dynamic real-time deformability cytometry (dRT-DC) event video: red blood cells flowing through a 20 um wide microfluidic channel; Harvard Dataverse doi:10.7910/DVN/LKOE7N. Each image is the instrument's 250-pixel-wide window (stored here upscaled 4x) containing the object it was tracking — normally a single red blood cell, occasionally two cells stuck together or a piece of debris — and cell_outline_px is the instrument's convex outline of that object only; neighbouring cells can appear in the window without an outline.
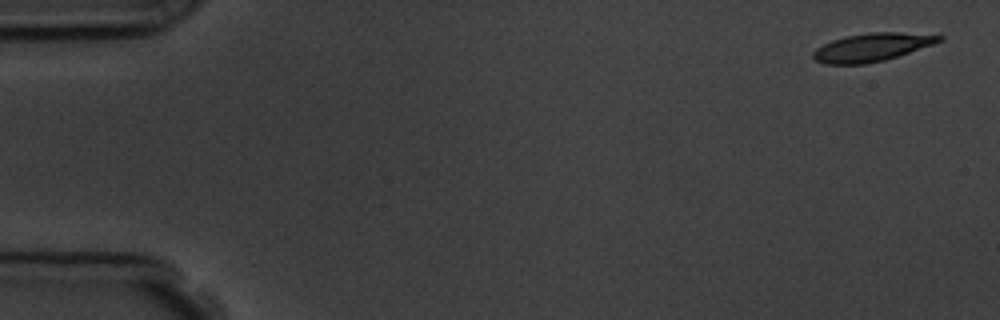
{"species": "common noctule bat (a hibernating species)", "species_latin": "Nyctalus noctula", "temperature_condition": "room temperature", "stored_images_in_passage": 5, "segment_of_instrument_passage": [2, 2], "camera_frame_rate_fps": 3000, "um_per_image_px": 0.085, "animal": {"sex": "male", "body_mass_g": 19.5, "forearm_length_mm": 54.6}, "frame": {"image": 1, "passage_image": 5, "time_ms": 6.333, "image_size_px": [1000, 320], "cell_outline_px": [[944, 40], [884, 60], [864, 64], [824, 64], [816, 60], [812, 56], [812, 52], [816, 48], [832, 40], [844, 36], [868, 32], [900, 32], [944, 36]], "centroid_in_image_um": [74.06, 4.01], "position_along_channel_um": 10.9, "area_um2": 20.46}}